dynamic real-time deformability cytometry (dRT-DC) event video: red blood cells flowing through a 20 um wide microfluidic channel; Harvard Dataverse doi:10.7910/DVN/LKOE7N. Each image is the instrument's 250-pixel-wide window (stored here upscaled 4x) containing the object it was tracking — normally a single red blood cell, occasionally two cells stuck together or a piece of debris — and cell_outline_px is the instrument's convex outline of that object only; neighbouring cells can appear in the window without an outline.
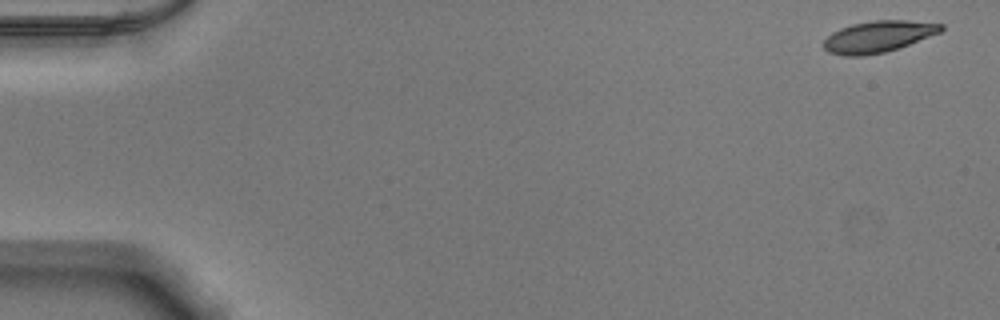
{"species": "Egyptian fruit bat (a non-hibernating species)", "species_latin": "Rousettus aegyptiacus", "temperature_condition": "warm", "stored_images_in_passage": 13, "camera_frame_rate_fps": 3000, "um_per_image_px": 0.085, "animal": {"sex": "male"}, "frame": {"image": 1, "passage_image": 1, "time_ms": 0.0, "image_size_px": [1000, 320], "cell_outline_px": [[944, 28], [940, 32], [908, 44], [884, 52], [864, 56], [844, 56], [828, 52], [824, 48], [824, 40], [832, 32], [840, 28], [852, 24], [872, 20], [908, 20], [944, 24]], "centroid_in_image_um": [74.62, 3.1], "position_along_channel_um": 10.4, "area_um2": 21.39}}